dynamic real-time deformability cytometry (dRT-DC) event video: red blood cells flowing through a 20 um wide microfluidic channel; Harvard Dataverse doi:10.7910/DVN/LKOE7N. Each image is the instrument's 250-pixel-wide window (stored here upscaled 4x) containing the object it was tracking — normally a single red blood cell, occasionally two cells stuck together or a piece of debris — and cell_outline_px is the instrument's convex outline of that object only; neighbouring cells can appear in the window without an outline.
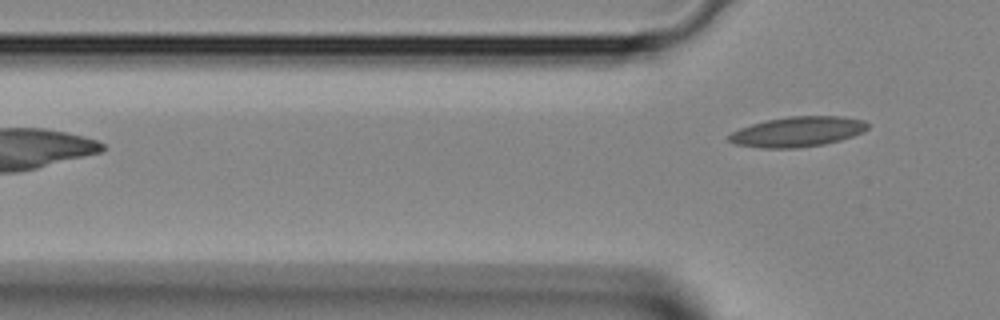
{"species": "Egyptian fruit bat (a non-hibernating species)", "species_latin": "Rousettus aegyptiacus", "temperature_condition": "room temperature", "stored_images_in_passage": 4, "camera_frame_rate_fps": 3000, "um_per_image_px": 0.085, "animal": {"sex": "female"}, "frame": {"image": 1, "passage_image": 4, "time_ms": 1.0, "image_size_px": [1000, 320], "cell_outline_px": [[868, 128], [864, 132], [840, 140], [824, 144], [796, 148], [760, 148], [732, 144], [728, 140], [728, 136], [732, 132], [740, 128], [752, 124], [768, 120], [788, 116], [844, 116], [864, 120], [868, 124]], "centroid_in_image_um": [67.79, 11.2], "position_along_channel_um": 58.0, "area_um2": 24.45}}